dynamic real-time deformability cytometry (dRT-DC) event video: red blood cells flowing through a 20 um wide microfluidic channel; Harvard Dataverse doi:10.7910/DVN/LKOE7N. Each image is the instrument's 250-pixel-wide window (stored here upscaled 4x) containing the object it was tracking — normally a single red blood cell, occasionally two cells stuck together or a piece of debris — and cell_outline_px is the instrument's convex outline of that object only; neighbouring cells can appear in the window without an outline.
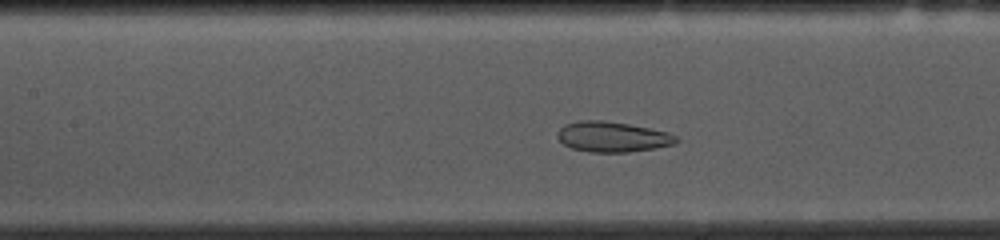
{"species": "common noctule bat (a hibernating species)", "species_latin": "Nyctalus noctula", "temperature_condition": "cold", "stored_images_in_passage": 41, "camera_frame_rate_fps": 3000, "um_per_image_px": 0.085, "animal": {"sex": "female", "body_mass_g": 10.0, "forearm_length_mm": 53.1}, "frame": {"image": 1, "passage_image": 19, "time_ms": 6.0, "image_size_px": [1000, 240], "cell_outline_px": [[680, 140], [676, 144], [656, 148], [628, 152], [588, 152], [572, 148], [564, 144], [556, 136], [556, 132], [564, 124], [580, 120], [604, 120], [628, 124], [668, 132], [676, 136]], "centroid_in_image_um": [52.05, 11.63], "position_along_channel_um": 155.3, "area_um2": 21.15}}
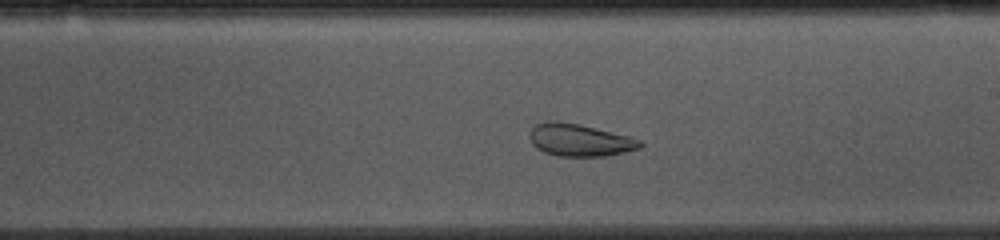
{"frame": {"image": 2, "passage_image": 26, "time_ms": 8.333, "image_size_px": [1000, 240], "cell_outline_px": [[644, 144], [640, 148], [608, 156], [556, 156], [544, 152], [536, 148], [532, 144], [528, 136], [528, 132], [536, 124], [544, 120], [560, 120], [580, 124], [628, 136], [640, 140]], "centroid_in_image_um": [49.21, 11.89], "position_along_channel_um": 239.8, "area_um2": 21.15}}
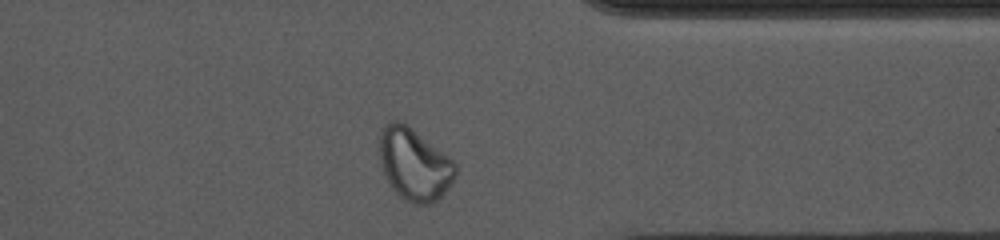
{"frame": {"image": 3, "passage_image": 38, "time_ms": 12.333, "image_size_px": [1000, 240], "cell_outline_px": [[456, 176], [444, 192], [432, 204], [412, 204], [404, 200], [392, 188], [384, 176], [380, 160], [380, 132], [384, 124], [392, 120], [396, 120], [408, 124], [448, 156], [456, 164]], "centroid_in_image_um": [35.2, 13.95], "position_along_channel_um": 376.2, "area_um2": 31.96}, "authors_computed_cell_mechanics": {"area_um2": 24.4494, "velocity_mm_per_s": 3.6302, "shape_relaxation_time_tau1_ms": null, "shape_relaxation_time_tau2_ms": 1.1504, "deformation_change_tau1": null, "deformation_change_tau2": 0.074}}